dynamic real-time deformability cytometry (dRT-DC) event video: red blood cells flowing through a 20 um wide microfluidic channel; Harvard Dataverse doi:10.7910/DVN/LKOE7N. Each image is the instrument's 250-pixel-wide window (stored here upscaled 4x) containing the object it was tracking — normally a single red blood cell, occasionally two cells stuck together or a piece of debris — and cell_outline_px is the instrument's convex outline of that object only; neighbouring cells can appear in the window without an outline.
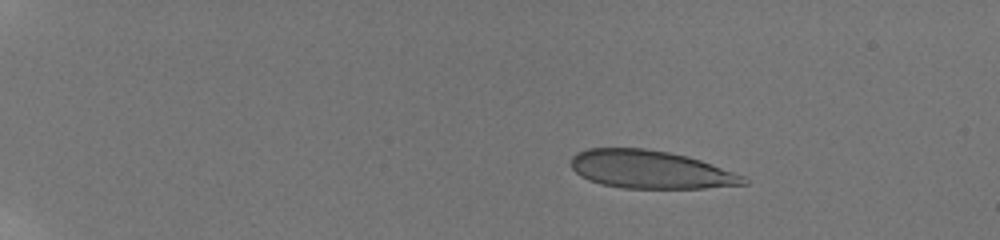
{"species": "human", "species_latin": "Homo sapiens", "temperature_condition": "room temperature", "stored_images_in_passage": 22, "camera_frame_rate_fps": 3000, "um_per_image_px": 0.085, "donor": {"sex": "male"}, "frame": {"image": 1, "passage_image": 1, "time_ms": 0.0, "image_size_px": [1000, 240], "cell_outline_px": [[748, 184], [704, 188], [624, 188], [600, 184], [588, 180], [580, 176], [572, 168], [572, 156], [576, 152], [588, 148], [644, 148], [668, 152], [688, 156], [700, 160], [744, 176], [748, 180]], "centroid_in_image_um": [55.26, 14.41], "position_along_channel_um": 29.7, "area_um2": 38.21}}
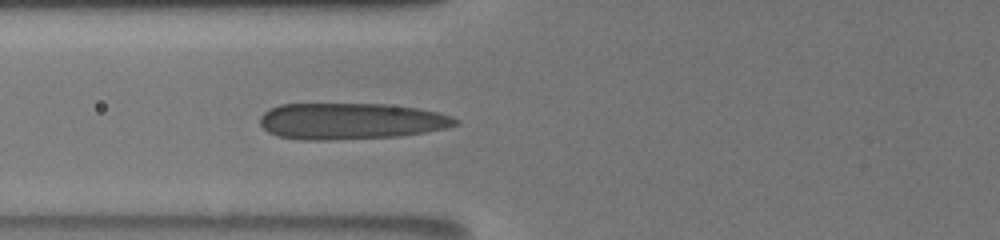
{"frame": {"image": 2, "passage_image": 12, "time_ms": 3.667, "image_size_px": [1000, 240], "cell_outline_px": [[460, 120], [456, 124], [444, 128], [424, 132], [400, 136], [328, 140], [300, 140], [276, 136], [268, 132], [260, 124], [260, 116], [268, 108], [280, 104], [384, 104], [416, 108], [436, 112], [452, 116]], "centroid_in_image_um": [29.76, 10.3], "position_along_channel_um": 96.0, "area_um2": 41.44}}
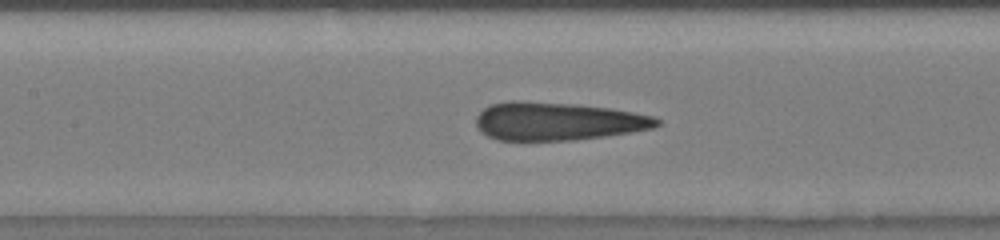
{"frame": {"image": 3, "passage_image": 17, "time_ms": 5.333, "image_size_px": [1000, 240], "cell_outline_px": [[660, 124], [652, 128], [632, 132], [576, 140], [496, 140], [480, 132], [476, 128], [476, 116], [484, 108], [492, 104], [512, 100], [520, 100], [576, 104], [612, 108], [652, 116], [660, 120]], "centroid_in_image_um": [47.36, 10.3], "position_along_channel_um": 160.0, "area_um2": 40.34}}